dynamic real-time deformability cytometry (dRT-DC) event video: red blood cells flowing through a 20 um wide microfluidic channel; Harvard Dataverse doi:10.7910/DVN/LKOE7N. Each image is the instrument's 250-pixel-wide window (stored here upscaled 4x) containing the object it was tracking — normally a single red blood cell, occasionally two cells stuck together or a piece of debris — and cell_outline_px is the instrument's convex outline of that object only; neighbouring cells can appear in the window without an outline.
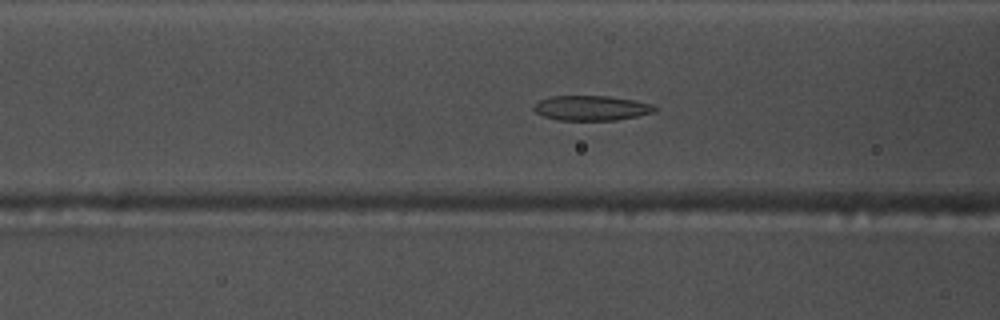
{"species": "common noctule bat (a hibernating species)", "species_latin": "Nyctalus noctula", "temperature_condition": "warm", "stored_images_in_passage": 38, "camera_frame_rate_fps": 3000, "um_per_image_px": 0.085, "animal": {"sex": "male", "body_mass_g": 17.5, "forearm_length_mm": 52.3}, "frame": {"image": 1, "passage_image": 5, "time_ms": 1.333, "image_size_px": [1000, 320], "cell_outline_px": [[656, 112], [616, 120], [556, 120], [544, 116], [536, 112], [532, 108], [540, 100], [552, 96], [608, 96], [632, 100], [652, 104], [656, 108]], "centroid_in_image_um": [50.26, 9.19], "position_along_channel_um": 116.3, "area_um2": 17.4}}
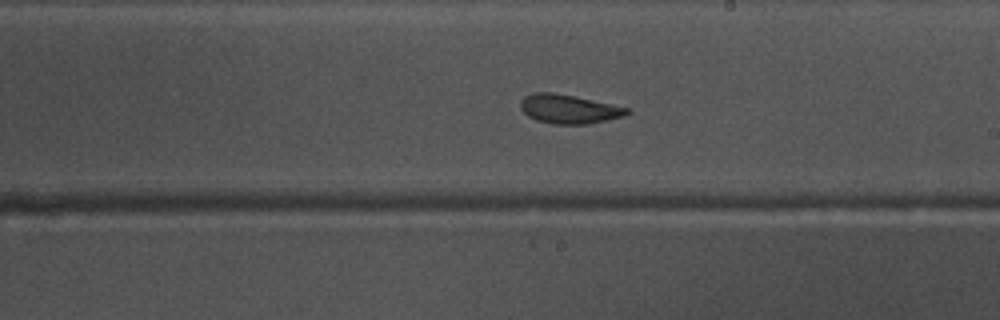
{"frame": {"image": 2, "passage_image": 15, "time_ms": 4.667, "image_size_px": [1000, 320], "cell_outline_px": [[632, 112], [624, 116], [588, 124], [552, 124], [536, 120], [528, 116], [520, 108], [520, 100], [524, 96], [532, 92], [552, 92], [576, 96], [612, 104], [628, 108]], "centroid_in_image_um": [48.33, 9.26], "position_along_channel_um": 240.7, "area_um2": 18.15}}
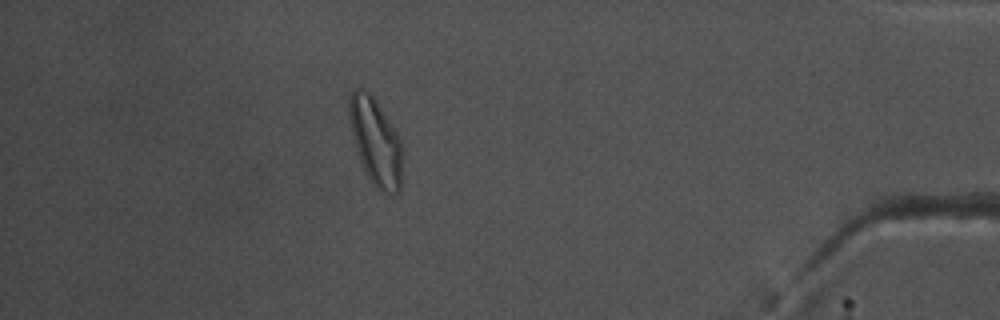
{"frame": {"image": 3, "passage_image": 32, "time_ms": 10.333, "image_size_px": [1000, 320], "cell_outline_px": [[404, 152], [400, 192], [384, 192], [376, 188], [364, 168], [360, 160], [352, 132], [348, 116], [348, 100], [352, 92], [356, 88], [360, 88], [368, 92], [376, 100], [396, 132], [400, 140]], "centroid_in_image_um": [31.95, 12.04], "position_along_channel_um": 403.2, "area_um2": 26.76}, "authors_computed_cell_mechanics": {"area_um2": 18.1492, "velocity_mm_per_s": 3.7441, "shape_relaxation_time_tau1_ms": 7.9265, "shape_relaxation_time_tau2_ms": 2.7844, "deformation_change_tau1": 0.1952, "deformation_change_tau2": 0.091}}